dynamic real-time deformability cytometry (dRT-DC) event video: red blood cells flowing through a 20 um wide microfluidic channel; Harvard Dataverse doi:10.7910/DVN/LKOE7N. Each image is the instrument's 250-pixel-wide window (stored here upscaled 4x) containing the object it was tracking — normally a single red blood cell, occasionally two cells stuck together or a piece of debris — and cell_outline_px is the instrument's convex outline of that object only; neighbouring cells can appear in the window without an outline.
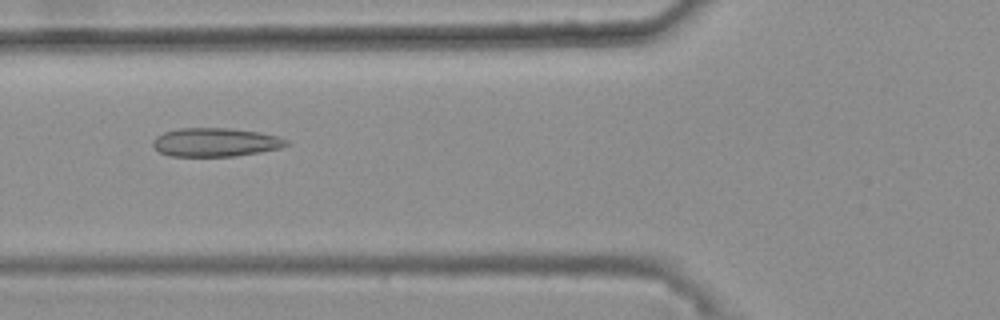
{"species": "common noctule bat (a hibernating species)", "species_latin": "Nyctalus noctula", "temperature_condition": "warm", "stored_images_in_passage": 36, "camera_frame_rate_fps": 3000, "um_per_image_px": 0.085, "animal": {"sex": "female", "body_mass_g": 25.1}, "frame": {"image": 1, "passage_image": 7, "time_ms": 2.0, "image_size_px": [1000, 320], "cell_outline_px": [[288, 144], [280, 148], [260, 152], [236, 156], [168, 156], [160, 152], [152, 144], [152, 140], [156, 136], [164, 132], [180, 128], [228, 128], [260, 132], [280, 136], [288, 140]], "centroid_in_image_um": [18.32, 12.09], "position_along_channel_um": 107.5, "area_um2": 22.37}}
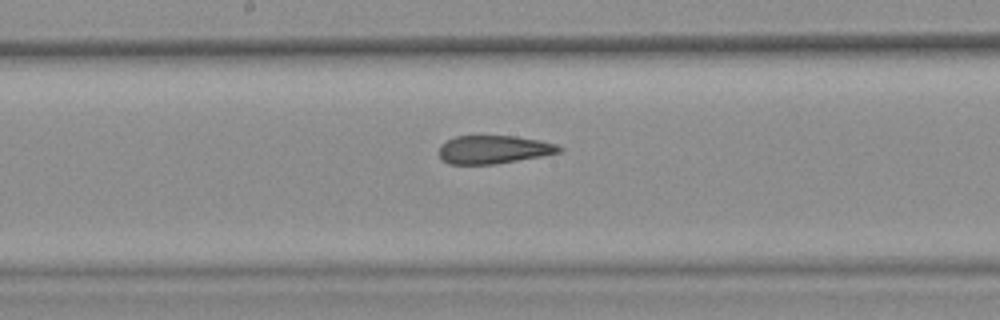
{"frame": {"image": 2, "passage_image": 15, "time_ms": 4.667, "image_size_px": [1000, 320], "cell_outline_px": [[564, 148], [560, 152], [540, 156], [496, 164], [448, 164], [436, 152], [440, 144], [456, 136], [516, 136], [540, 140], [556, 144]], "centroid_in_image_um": [41.93, 12.71], "position_along_channel_um": 206.3, "area_um2": 19.83}}
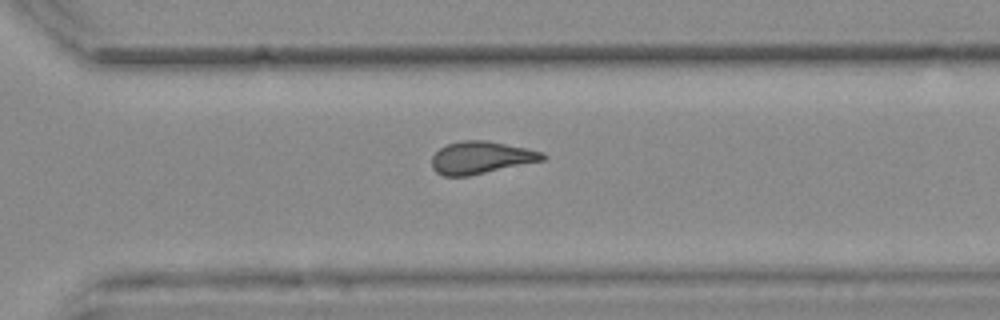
{"frame": {"image": 3, "passage_image": 25, "time_ms": 8.0, "image_size_px": [1000, 320], "cell_outline_px": [[548, 156], [544, 160], [468, 176], [444, 176], [436, 172], [432, 168], [432, 156], [440, 148], [448, 144], [464, 140], [488, 140], [528, 148], [544, 152]], "centroid_in_image_um": [40.91, 13.39], "position_along_channel_um": 329.7, "area_um2": 20.98}, "authors_computed_cell_mechanics": {"area_um2": 20.9525, "velocity_mm_per_s": 3.7059, "shape_relaxation_time_tau1_ms": null, "shape_relaxation_time_tau2_ms": 2.1564, "deformation_change_tau1": null, "deformation_change_tau2": 0.0825}}